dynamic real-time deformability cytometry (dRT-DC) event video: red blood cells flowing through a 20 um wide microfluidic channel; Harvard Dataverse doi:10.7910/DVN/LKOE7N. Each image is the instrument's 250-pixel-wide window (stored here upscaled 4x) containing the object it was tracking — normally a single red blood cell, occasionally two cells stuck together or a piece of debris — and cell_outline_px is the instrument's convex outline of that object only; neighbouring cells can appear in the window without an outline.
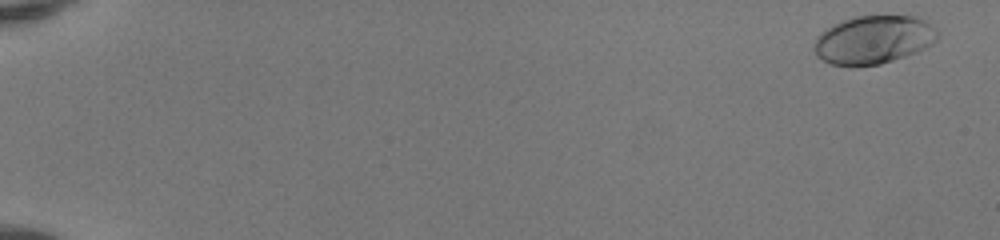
{"species": "human", "species_latin": "Homo sapiens", "temperature_condition": "room temperature", "stored_images_in_passage": 52, "camera_frame_rate_fps": 3000, "um_per_image_px": 0.085, "donor": {"sex": "female"}, "frame": {"image": 1, "passage_image": 2, "time_ms": 0.333, "image_size_px": [1000, 240], "cell_outline_px": [[940, 36], [932, 44], [916, 52], [880, 64], [832, 64], [816, 56], [812, 48], [816, 36], [820, 32], [844, 20], [856, 16], [916, 16], [924, 20], [936, 28], [940, 32]], "centroid_in_image_um": [74.27, 3.36], "position_along_channel_um": 10.7, "area_um2": 34.39}}
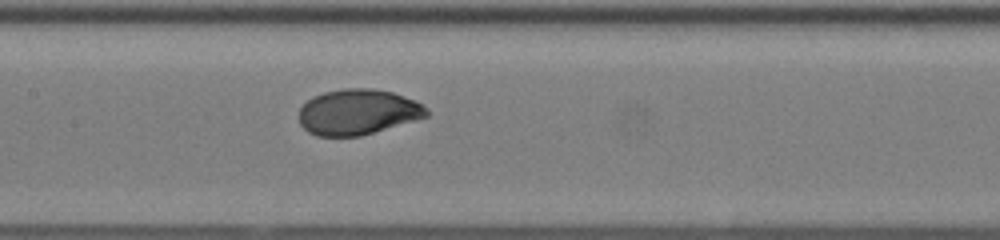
{"frame": {"image": 2, "passage_image": 28, "time_ms": 9.0, "image_size_px": [1000, 240], "cell_outline_px": [[428, 116], [360, 136], [316, 136], [308, 132], [300, 124], [300, 108], [312, 96], [324, 92], [344, 88], [372, 88], [392, 92], [412, 100], [428, 108]], "centroid_in_image_um": [30.38, 9.52], "position_along_channel_um": 177.0, "area_um2": 33.58}}
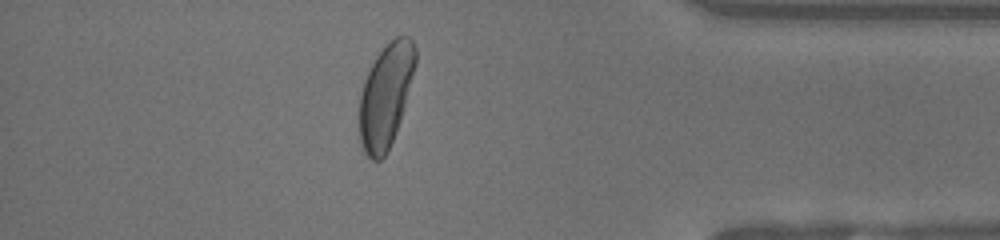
{"frame": {"image": 3, "passage_image": 46, "time_ms": 15.0, "image_size_px": [1000, 240], "cell_outline_px": [[416, 64], [400, 120], [396, 132], [384, 156], [380, 160], [372, 160], [364, 152], [360, 144], [360, 96], [364, 80], [376, 56], [396, 36], [408, 36], [412, 40], [416, 48]], "centroid_in_image_um": [32.79, 8.12], "position_along_channel_um": 402.4, "area_um2": 33.29}, "authors_computed_cell_mechanics": {"area_um2": 33.8997, "velocity_mm_per_s": 4.151, "shape_relaxation_time_tau1_ms": 2.1914, "shape_relaxation_time_tau2_ms": null, "deformation_change_tau1": 0.135, "deformation_change_tau2": null}}